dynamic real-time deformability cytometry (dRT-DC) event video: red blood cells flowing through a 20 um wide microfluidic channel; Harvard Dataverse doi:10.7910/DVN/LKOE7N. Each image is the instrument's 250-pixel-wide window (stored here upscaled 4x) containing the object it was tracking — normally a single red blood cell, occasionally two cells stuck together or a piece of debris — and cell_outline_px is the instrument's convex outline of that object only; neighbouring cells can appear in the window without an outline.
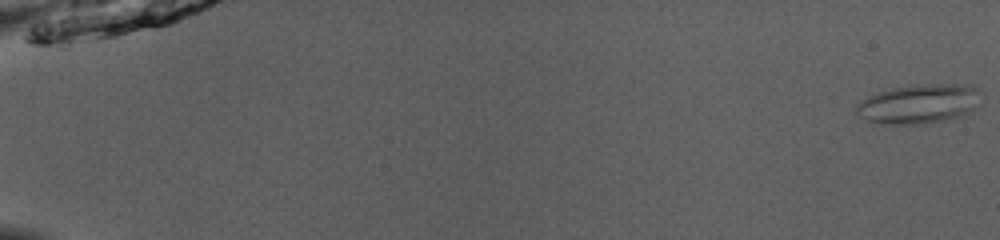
{"species": "common noctule bat (a hibernating species)", "species_latin": "Nyctalus noctula", "temperature_condition": "room temperature", "stored_images_in_passage": 52, "camera_frame_rate_fps": 3000, "um_per_image_px": 0.085, "animal": {"sex": "male", "body_mass_g": 13.0, "forearm_length_mm": 53.1}, "frame": {"image": 1, "passage_image": 1, "time_ms": 0.0, "image_size_px": [1000, 240], "cell_outline_px": [[984, 100], [972, 112], [960, 116], [924, 124], [888, 124], [868, 120], [860, 116], [856, 112], [856, 108], [860, 100], [876, 92], [892, 88], [912, 84], [972, 84]], "centroid_in_image_um": [78.17, 8.81], "position_along_channel_um": 6.8, "area_um2": 28.96}}
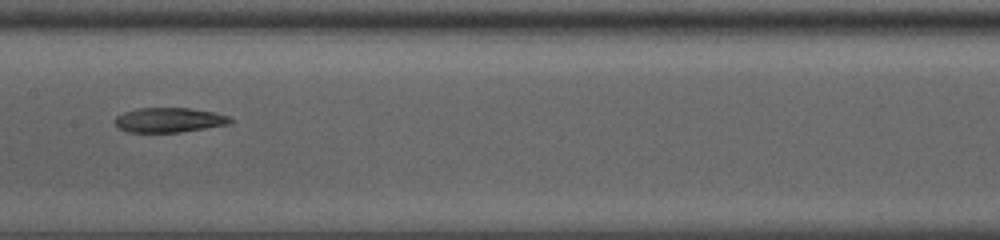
{"frame": {"image": 2, "passage_image": 29, "time_ms": 9.333, "image_size_px": [1000, 240], "cell_outline_px": [[236, 120], [232, 124], [180, 132], [128, 132], [120, 128], [112, 120], [116, 116], [124, 112], [136, 108], [188, 108], [216, 112], [228, 116]], "centroid_in_image_um": [14.42, 10.2], "position_along_channel_um": 193.0, "area_um2": 16.82}}
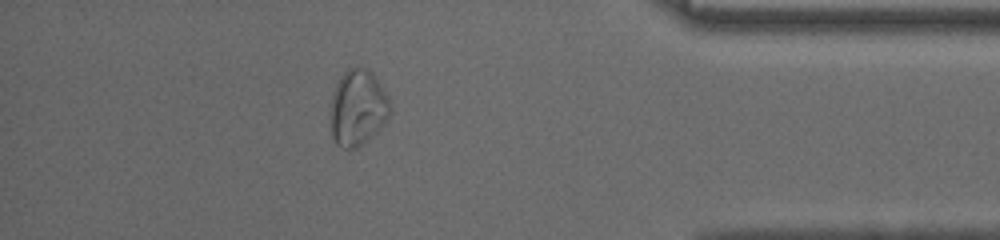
{"frame": {"image": 3, "passage_image": 47, "time_ms": 15.333, "image_size_px": [1000, 240], "cell_outline_px": [[392, 108], [388, 120], [376, 132], [356, 148], [344, 148], [336, 144], [332, 136], [328, 112], [332, 92], [340, 76], [348, 68], [364, 68], [372, 72], [376, 76]], "centroid_in_image_um": [30.37, 9.16], "position_along_channel_um": 404.8, "area_um2": 26.7}}